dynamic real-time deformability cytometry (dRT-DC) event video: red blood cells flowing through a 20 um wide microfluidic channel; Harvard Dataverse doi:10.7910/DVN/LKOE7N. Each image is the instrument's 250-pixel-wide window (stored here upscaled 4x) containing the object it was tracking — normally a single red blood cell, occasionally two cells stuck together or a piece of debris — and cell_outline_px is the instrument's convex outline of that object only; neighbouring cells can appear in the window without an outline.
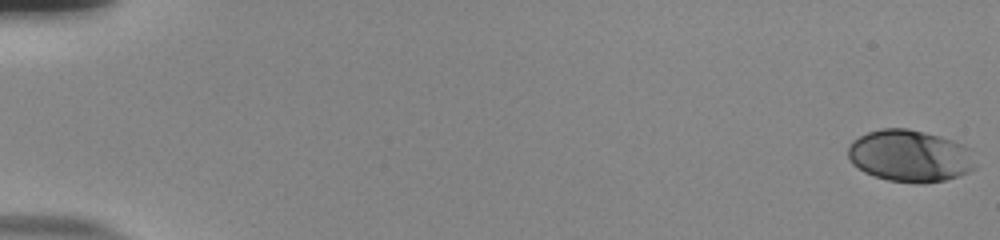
{"species": "human", "species_latin": "Homo sapiens", "temperature_condition": "room temperature", "stored_images_in_passage": 55, "camera_frame_rate_fps": 3000, "um_per_image_px": 0.085, "donor": {"sex": "male"}, "frame": {"image": 1, "passage_image": 1, "time_ms": 0.0, "image_size_px": [1000, 240], "cell_outline_px": [[976, 168], [968, 172], [944, 180], [924, 184], [916, 184], [888, 180], [864, 172], [852, 164], [848, 156], [848, 144], [852, 140], [868, 132], [880, 128], [908, 128], [940, 136], [952, 140], [972, 148], [976, 164]], "centroid_in_image_um": [77.36, 13.25], "position_along_channel_um": 7.6, "area_um2": 39.02}}
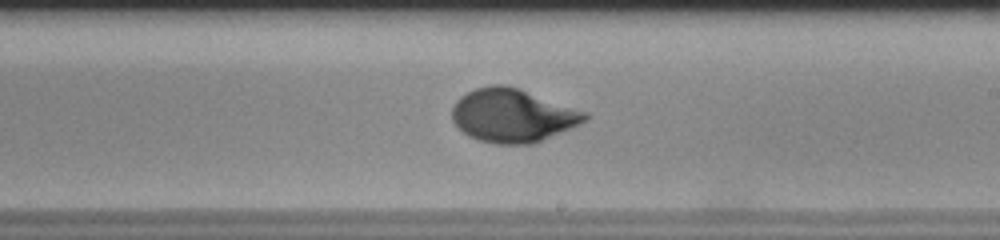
{"frame": {"image": 2, "passage_image": 34, "time_ms": 11.0, "image_size_px": [1000, 240], "cell_outline_px": [[588, 120], [580, 124], [532, 144], [496, 144], [476, 140], [468, 136], [452, 120], [452, 108], [456, 100], [460, 96], [476, 88], [492, 84], [504, 84], [520, 88], [588, 112]], "centroid_in_image_um": [43.58, 9.81], "position_along_channel_um": 245.4, "area_um2": 41.5}}
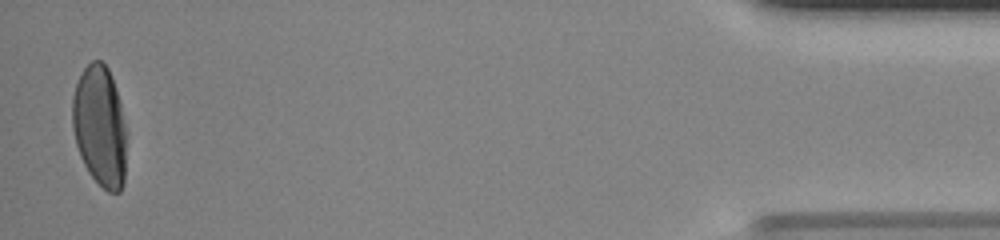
{"frame": {"image": 3, "passage_image": 54, "time_ms": 17.667, "image_size_px": [1000, 240], "cell_outline_px": [[124, 184], [120, 192], [108, 192], [88, 172], [80, 156], [76, 144], [72, 128], [72, 96], [76, 84], [84, 68], [92, 60], [100, 60], [108, 68], [120, 104], [124, 124]], "centroid_in_image_um": [8.45, 10.73], "position_along_channel_um": 426.8, "area_um2": 37.51}, "authors_computed_cell_mechanics": {"area_um2": 38.8994, "velocity_mm_per_s": 3.8611, "shape_relaxation_time_tau1_ms": 3.8765, "shape_relaxation_time_tau2_ms": null, "deformation_change_tau1": 0.1906, "deformation_change_tau2": null}}